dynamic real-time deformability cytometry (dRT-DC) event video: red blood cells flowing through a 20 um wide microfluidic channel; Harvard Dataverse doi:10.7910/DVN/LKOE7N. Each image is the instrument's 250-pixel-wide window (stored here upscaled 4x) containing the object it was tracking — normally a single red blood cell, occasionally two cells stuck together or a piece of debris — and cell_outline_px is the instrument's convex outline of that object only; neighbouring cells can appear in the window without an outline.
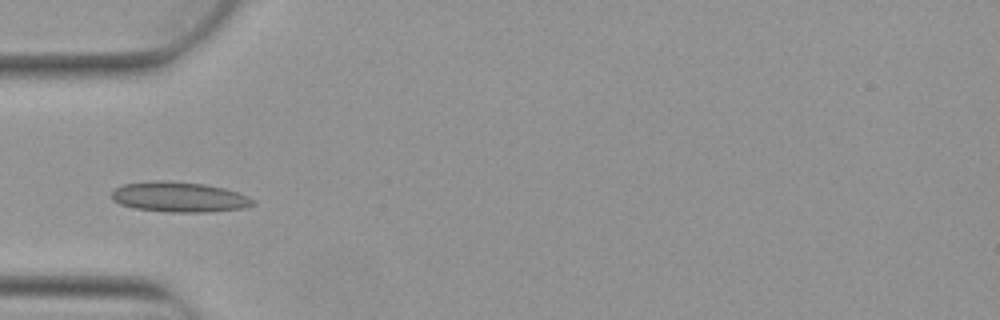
{"species": "Egyptian fruit bat (a non-hibernating species)", "species_latin": "Rousettus aegyptiacus", "temperature_condition": "warm", "stored_images_in_passage": 5, "camera_frame_rate_fps": 3000, "um_per_image_px": 0.085, "animal": {"sex": "female"}, "frame": {"image": 1, "passage_image": 5, "time_ms": 1.333, "image_size_px": [1000, 320], "cell_outline_px": [[256, 204], [244, 208], [208, 212], [168, 212], [132, 208], [120, 204], [112, 200], [112, 192], [116, 188], [124, 184], [156, 180], [164, 180], [204, 184], [224, 188], [248, 196], [256, 200]], "centroid_in_image_um": [15.24, 16.75], "position_along_channel_um": 69.8, "area_um2": 24.97}}